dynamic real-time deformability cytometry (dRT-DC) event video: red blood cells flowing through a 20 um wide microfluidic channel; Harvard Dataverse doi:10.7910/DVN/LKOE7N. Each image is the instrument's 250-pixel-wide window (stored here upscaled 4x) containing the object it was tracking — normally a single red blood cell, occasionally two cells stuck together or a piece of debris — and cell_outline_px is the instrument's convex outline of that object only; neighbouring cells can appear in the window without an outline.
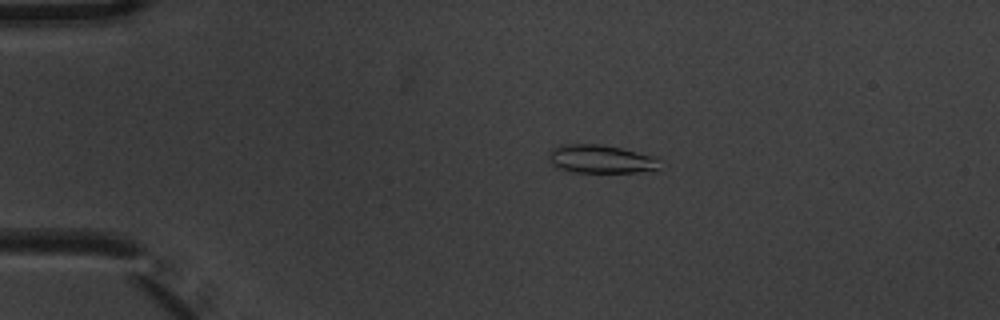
{"species": "common noctule bat (a hibernating species)", "species_latin": "Nyctalus noctula", "temperature_condition": "warm", "stored_images_in_passage": 4, "camera_frame_rate_fps": 3000, "um_per_image_px": 0.085, "animal": {"sex": "male", "body_mass_g": 20.1, "forearm_length_mm": 53.5}, "frame": {"image": 1, "passage_image": 3, "time_ms": 0.667, "image_size_px": [1000, 320], "cell_outline_px": [[660, 168], [656, 172], [572, 172], [560, 168], [552, 164], [548, 160], [548, 156], [552, 148], [560, 144], [600, 144], [620, 148], [652, 156], [656, 160]], "centroid_in_image_um": [51.04, 13.53], "position_along_channel_um": 34.0, "area_um2": 18.32}}